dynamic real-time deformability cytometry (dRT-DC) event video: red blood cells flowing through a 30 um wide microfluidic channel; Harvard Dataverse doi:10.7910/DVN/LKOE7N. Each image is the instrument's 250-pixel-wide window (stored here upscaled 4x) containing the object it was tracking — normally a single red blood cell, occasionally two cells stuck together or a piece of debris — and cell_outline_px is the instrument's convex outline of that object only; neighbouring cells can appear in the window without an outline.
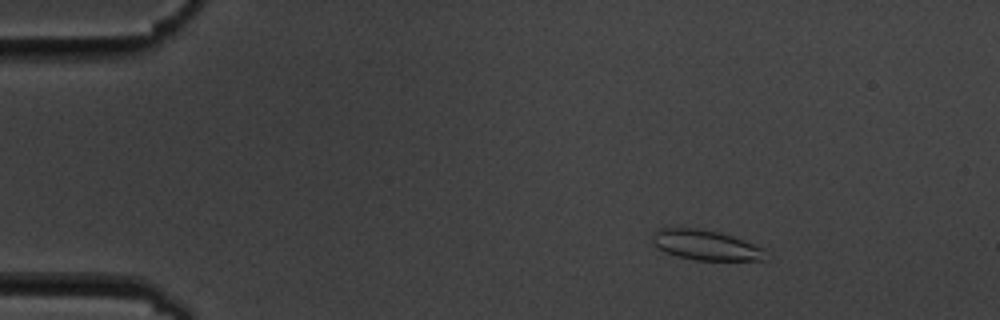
{"species": "common noctule bat (a hibernating species)", "species_latin": "Nyctalus noctula", "temperature_condition": "cold", "stored_images_in_passage": 5, "camera_frame_rate_fps": 3000, "um_per_image_px": 0.085, "animal": {"sex": "male", "body_mass_g": 19.5, "forearm_length_mm": 54.6}, "frame": {"image": 1, "passage_image": 2, "time_ms": 1.0, "image_size_px": [1000, 320], "cell_outline_px": [[768, 260], [696, 260], [676, 256], [652, 244], [652, 232], [660, 228], [700, 228], [720, 232], [744, 240], [764, 248]], "centroid_in_image_um": [60.0, 20.83], "position_along_channel_um": 25.0, "area_um2": 19.94}}